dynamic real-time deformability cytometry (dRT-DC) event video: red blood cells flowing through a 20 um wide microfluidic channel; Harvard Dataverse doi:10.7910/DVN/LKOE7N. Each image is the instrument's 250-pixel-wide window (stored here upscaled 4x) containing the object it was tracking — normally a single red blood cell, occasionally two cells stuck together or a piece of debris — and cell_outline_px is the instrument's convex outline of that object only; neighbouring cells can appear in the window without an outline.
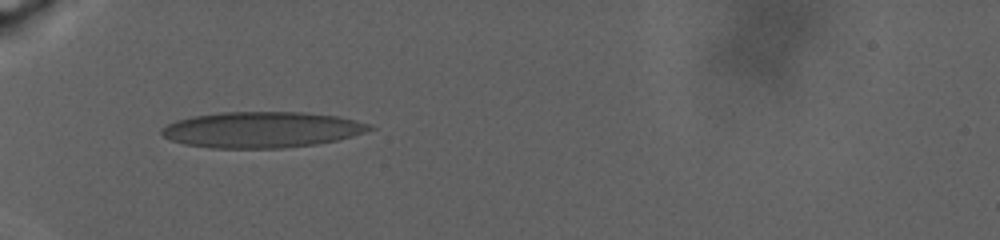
{"species": "human", "species_latin": "Homo sapiens", "temperature_condition": "warm", "stored_images_in_passage": 67, "camera_frame_rate_fps": 3000, "um_per_image_px": 0.085, "donor": {"sex": "male"}, "frame": {"image": 1, "passage_image": 1, "time_ms": 0.0, "image_size_px": [1000, 240], "cell_outline_px": [[376, 128], [352, 136], [336, 140], [316, 144], [280, 148], [212, 148], [184, 144], [172, 140], [164, 136], [160, 132], [160, 128], [176, 120], [192, 116], [220, 112], [304, 112], [340, 116], [372, 124]], "centroid_in_image_um": [22.26, 11.01], "position_along_channel_um": 62.7, "area_um2": 43.7}}
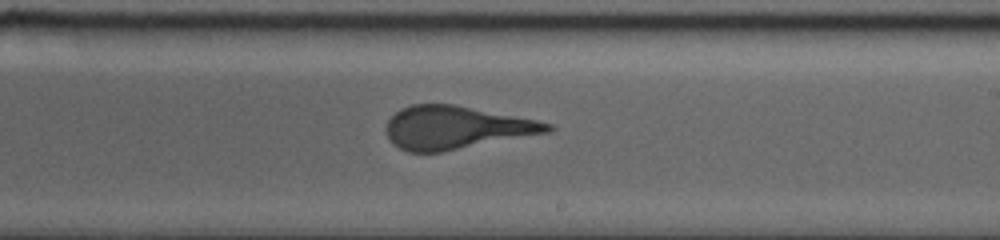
{"frame": {"image": 2, "passage_image": 33, "time_ms": 8.333, "image_size_px": [1000, 240], "cell_outline_px": [[556, 128], [552, 132], [444, 152], [408, 152], [392, 144], [388, 140], [384, 128], [388, 120], [400, 108], [412, 104], [452, 104], [536, 120], [552, 124]], "centroid_in_image_um": [38.75, 10.86], "position_along_channel_um": 250.3, "area_um2": 40.75}}
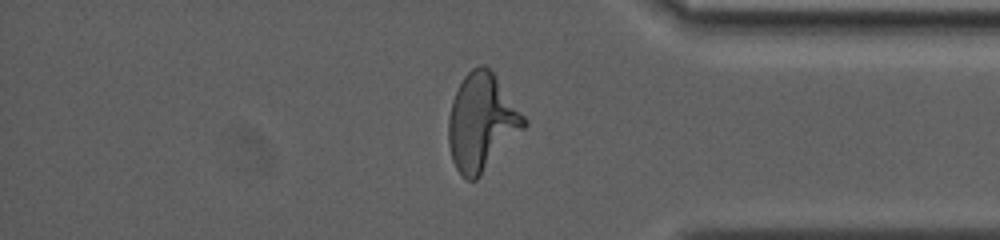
{"frame": {"image": 3, "passage_image": 56, "time_ms": 14.667, "image_size_px": [1000, 240], "cell_outline_px": [[528, 124], [480, 176], [476, 180], [468, 180], [456, 168], [452, 160], [448, 144], [448, 120], [452, 100], [464, 76], [472, 68], [480, 64], [484, 64], [492, 72], [528, 120]], "centroid_in_image_um": [40.93, 10.39], "position_along_channel_um": 394.3, "area_um2": 42.25}}